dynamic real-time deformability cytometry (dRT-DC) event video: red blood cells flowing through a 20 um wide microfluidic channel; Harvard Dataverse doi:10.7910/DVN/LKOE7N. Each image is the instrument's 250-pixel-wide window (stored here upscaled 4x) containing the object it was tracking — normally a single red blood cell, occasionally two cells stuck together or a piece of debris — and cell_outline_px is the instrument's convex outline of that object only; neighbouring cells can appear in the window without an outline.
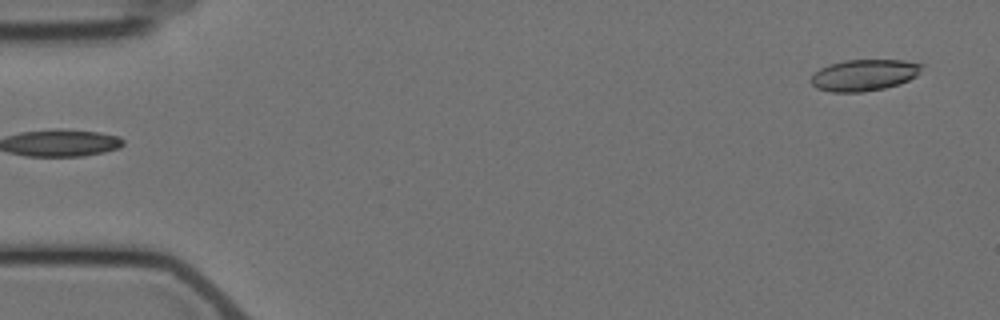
{"species": "Egyptian fruit bat (a non-hibernating species)", "species_latin": "Rousettus aegyptiacus", "temperature_condition": "cold", "stored_images_in_passage": 6, "segment_of_instrument_passage": [2, 2], "camera_frame_rate_fps": 3000, "um_per_image_px": 0.085, "animal": {"sex": "female"}, "frame": {"image": 1, "passage_image": 6, "time_ms": 6.0, "image_size_px": [1000, 320], "cell_outline_px": [[924, 64], [920, 72], [916, 76], [900, 84], [884, 88], [860, 92], [832, 92], [816, 88], [812, 84], [812, 76], [820, 68], [828, 64], [844, 60], [904, 60]], "centroid_in_image_um": [73.47, 6.37], "position_along_channel_um": 11.5, "area_um2": 20.29}}